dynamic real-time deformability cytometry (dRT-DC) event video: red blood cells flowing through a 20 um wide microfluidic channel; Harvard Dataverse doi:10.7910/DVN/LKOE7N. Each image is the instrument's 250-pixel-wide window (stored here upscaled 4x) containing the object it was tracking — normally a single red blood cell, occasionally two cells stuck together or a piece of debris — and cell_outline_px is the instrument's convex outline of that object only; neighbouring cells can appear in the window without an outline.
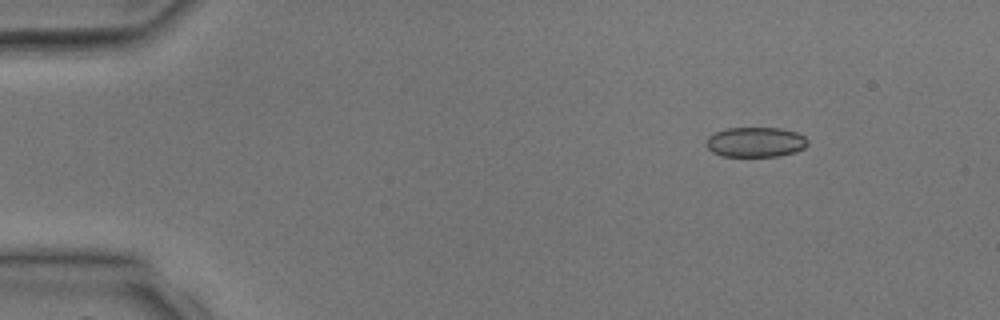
{"species": "common noctule bat (a hibernating species)", "species_latin": "Nyctalus noctula", "temperature_condition": "room temperature", "stored_images_in_passage": 5, "camera_frame_rate_fps": 3000, "um_per_image_px": 0.085, "animal": {"sex": "male", "body_mass_g": 17.9, "forearm_length_mm": 54.2}, "frame": {"image": 1, "passage_image": 2, "time_ms": 1.333, "image_size_px": [1000, 320], "cell_outline_px": [[808, 144], [804, 148], [796, 152], [780, 156], [720, 156], [712, 152], [704, 144], [708, 136], [716, 132], [728, 128], [780, 128], [796, 132], [804, 136], [808, 140]], "centroid_in_image_um": [64.21, 12.08], "position_along_channel_um": 20.8, "area_um2": 17.86}}